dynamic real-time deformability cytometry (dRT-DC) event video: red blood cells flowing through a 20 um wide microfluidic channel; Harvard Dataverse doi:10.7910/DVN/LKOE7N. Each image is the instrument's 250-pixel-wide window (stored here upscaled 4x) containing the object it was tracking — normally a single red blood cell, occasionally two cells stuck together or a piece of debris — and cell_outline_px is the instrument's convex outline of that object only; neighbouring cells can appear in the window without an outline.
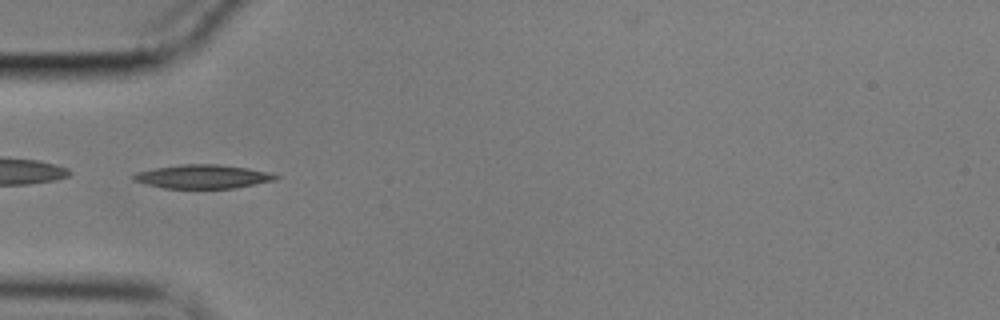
{"species": "common noctule bat (a hibernating species)", "species_latin": "Nyctalus noctula", "temperature_condition": "cold", "stored_images_in_passage": 7, "camera_frame_rate_fps": 3000, "um_per_image_px": 0.085, "animal": {"sex": "male", "body_mass_g": 17.9}, "frame": {"image": 1, "passage_image": 4, "time_ms": 1.0, "image_size_px": [1000, 320], "cell_outline_px": [[280, 176], [276, 180], [236, 188], [164, 188], [132, 180], [132, 176], [136, 172], [156, 168], [180, 164], [220, 164], [248, 168]], "centroid_in_image_um": [17.23, 15.01], "position_along_channel_um": 67.8, "area_um2": 19.54}}